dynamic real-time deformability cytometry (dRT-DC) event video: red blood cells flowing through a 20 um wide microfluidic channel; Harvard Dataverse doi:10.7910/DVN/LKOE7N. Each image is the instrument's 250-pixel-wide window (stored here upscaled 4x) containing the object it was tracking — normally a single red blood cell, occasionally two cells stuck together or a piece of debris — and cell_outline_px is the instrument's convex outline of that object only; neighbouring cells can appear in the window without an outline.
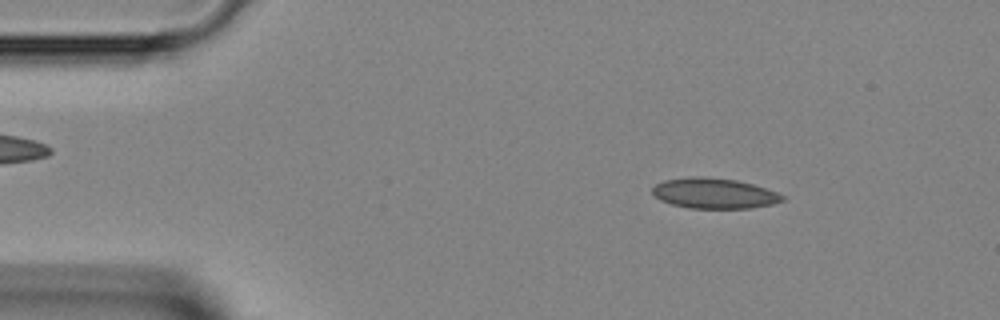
{"species": "Egyptian fruit bat (a non-hibernating species)", "species_latin": "Rousettus aegyptiacus", "temperature_condition": "room temperature", "stored_images_in_passage": 43, "camera_frame_rate_fps": 3000, "um_per_image_px": 0.085, "animal": {"sex": "female"}, "frame": {"image": 1, "passage_image": 5, "time_ms": 1.333, "image_size_px": [1000, 320], "cell_outline_px": [[784, 200], [772, 204], [752, 208], [688, 208], [672, 204], [660, 200], [652, 192], [652, 188], [656, 184], [664, 180], [692, 176], [704, 176], [736, 180], [752, 184], [776, 192], [784, 196]], "centroid_in_image_um": [60.68, 16.43], "position_along_channel_um": 24.3, "area_um2": 22.95}}
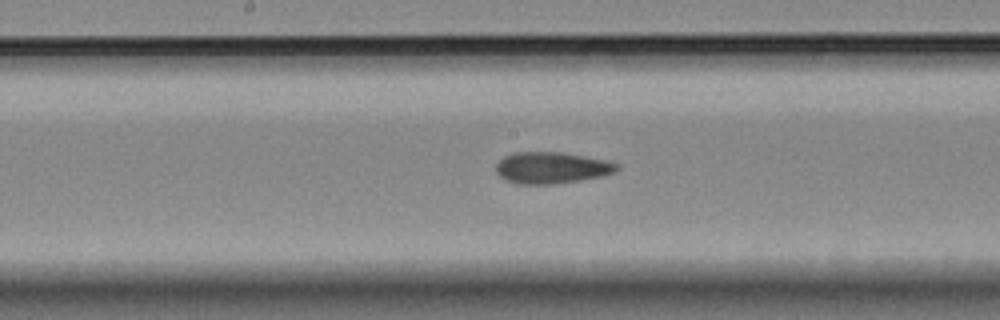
{"frame": {"image": 2, "passage_image": 21, "time_ms": 6.667, "image_size_px": [1000, 320], "cell_outline_px": [[620, 168], [616, 172], [600, 176], [580, 180], [556, 184], [520, 184], [504, 180], [496, 172], [496, 164], [504, 156], [516, 152], [564, 152], [604, 160], [620, 164]], "centroid_in_image_um": [46.88, 14.26], "position_along_channel_um": 201.3, "area_um2": 22.25}}
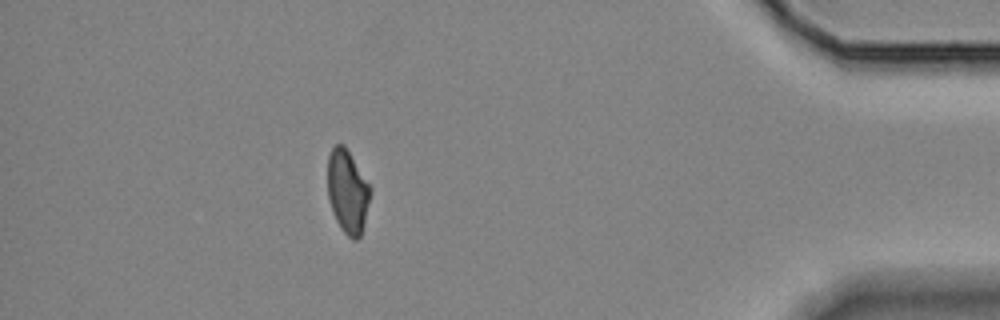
{"frame": {"image": 3, "passage_image": 38, "time_ms": 12.333, "image_size_px": [1000, 320], "cell_outline_px": [[372, 188], [364, 224], [360, 236], [356, 240], [352, 240], [344, 232], [336, 220], [328, 196], [328, 156], [332, 148], [336, 144], [344, 144]], "centroid_in_image_um": [29.55, 16.27], "position_along_channel_um": 405.6, "area_um2": 20.58}}